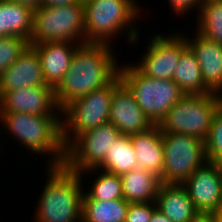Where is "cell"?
I'll list each match as a JSON object with an SVG mask.
<instances>
[{
    "mask_svg": "<svg viewBox=\"0 0 222 222\" xmlns=\"http://www.w3.org/2000/svg\"><path fill=\"white\" fill-rule=\"evenodd\" d=\"M111 46L83 43L77 47L69 70L54 89L55 102L61 111L72 101L103 88L119 75L121 64Z\"/></svg>",
    "mask_w": 222,
    "mask_h": 222,
    "instance_id": "cell-1",
    "label": "cell"
},
{
    "mask_svg": "<svg viewBox=\"0 0 222 222\" xmlns=\"http://www.w3.org/2000/svg\"><path fill=\"white\" fill-rule=\"evenodd\" d=\"M1 128L5 127L17 143L32 154L50 155L48 166H63L66 146L62 138V115H34L0 112Z\"/></svg>",
    "mask_w": 222,
    "mask_h": 222,
    "instance_id": "cell-2",
    "label": "cell"
},
{
    "mask_svg": "<svg viewBox=\"0 0 222 222\" xmlns=\"http://www.w3.org/2000/svg\"><path fill=\"white\" fill-rule=\"evenodd\" d=\"M45 172L47 180L33 222H81L83 177L64 165L47 166Z\"/></svg>",
    "mask_w": 222,
    "mask_h": 222,
    "instance_id": "cell-3",
    "label": "cell"
},
{
    "mask_svg": "<svg viewBox=\"0 0 222 222\" xmlns=\"http://www.w3.org/2000/svg\"><path fill=\"white\" fill-rule=\"evenodd\" d=\"M136 1L83 0L85 43L111 45L112 38L116 39L122 31H126L128 41L137 45L136 42L141 35L135 23L143 10Z\"/></svg>",
    "mask_w": 222,
    "mask_h": 222,
    "instance_id": "cell-4",
    "label": "cell"
},
{
    "mask_svg": "<svg viewBox=\"0 0 222 222\" xmlns=\"http://www.w3.org/2000/svg\"><path fill=\"white\" fill-rule=\"evenodd\" d=\"M83 1L69 5H39L33 11L29 44L67 41L85 43Z\"/></svg>",
    "mask_w": 222,
    "mask_h": 222,
    "instance_id": "cell-5",
    "label": "cell"
},
{
    "mask_svg": "<svg viewBox=\"0 0 222 222\" xmlns=\"http://www.w3.org/2000/svg\"><path fill=\"white\" fill-rule=\"evenodd\" d=\"M221 105L222 95L218 93L184 95L157 126L162 133L191 135L205 141Z\"/></svg>",
    "mask_w": 222,
    "mask_h": 222,
    "instance_id": "cell-6",
    "label": "cell"
},
{
    "mask_svg": "<svg viewBox=\"0 0 222 222\" xmlns=\"http://www.w3.org/2000/svg\"><path fill=\"white\" fill-rule=\"evenodd\" d=\"M127 64L120 65L121 81L130 89L136 103L150 121L158 125L185 94L174 80L148 78L131 63Z\"/></svg>",
    "mask_w": 222,
    "mask_h": 222,
    "instance_id": "cell-7",
    "label": "cell"
},
{
    "mask_svg": "<svg viewBox=\"0 0 222 222\" xmlns=\"http://www.w3.org/2000/svg\"><path fill=\"white\" fill-rule=\"evenodd\" d=\"M118 75L111 83L69 103L62 110V138L67 146L77 135L109 122V112Z\"/></svg>",
    "mask_w": 222,
    "mask_h": 222,
    "instance_id": "cell-8",
    "label": "cell"
},
{
    "mask_svg": "<svg viewBox=\"0 0 222 222\" xmlns=\"http://www.w3.org/2000/svg\"><path fill=\"white\" fill-rule=\"evenodd\" d=\"M164 147L162 183L183 184L192 173L203 166L206 157L205 142L195 136L162 133Z\"/></svg>",
    "mask_w": 222,
    "mask_h": 222,
    "instance_id": "cell-9",
    "label": "cell"
},
{
    "mask_svg": "<svg viewBox=\"0 0 222 222\" xmlns=\"http://www.w3.org/2000/svg\"><path fill=\"white\" fill-rule=\"evenodd\" d=\"M121 135L109 122L77 135L66 146L64 166L76 173L98 168Z\"/></svg>",
    "mask_w": 222,
    "mask_h": 222,
    "instance_id": "cell-10",
    "label": "cell"
},
{
    "mask_svg": "<svg viewBox=\"0 0 222 222\" xmlns=\"http://www.w3.org/2000/svg\"><path fill=\"white\" fill-rule=\"evenodd\" d=\"M154 34L148 41L145 55L133 64L148 78L172 79L181 51L187 46L184 33ZM183 34V35H181Z\"/></svg>",
    "mask_w": 222,
    "mask_h": 222,
    "instance_id": "cell-11",
    "label": "cell"
},
{
    "mask_svg": "<svg viewBox=\"0 0 222 222\" xmlns=\"http://www.w3.org/2000/svg\"><path fill=\"white\" fill-rule=\"evenodd\" d=\"M183 185L198 212H215L222 207V164L207 161Z\"/></svg>",
    "mask_w": 222,
    "mask_h": 222,
    "instance_id": "cell-12",
    "label": "cell"
},
{
    "mask_svg": "<svg viewBox=\"0 0 222 222\" xmlns=\"http://www.w3.org/2000/svg\"><path fill=\"white\" fill-rule=\"evenodd\" d=\"M0 112L34 115H62L49 85L8 91L0 98ZM60 112V113H59Z\"/></svg>",
    "mask_w": 222,
    "mask_h": 222,
    "instance_id": "cell-13",
    "label": "cell"
},
{
    "mask_svg": "<svg viewBox=\"0 0 222 222\" xmlns=\"http://www.w3.org/2000/svg\"><path fill=\"white\" fill-rule=\"evenodd\" d=\"M109 123L113 124L122 135L142 133L155 126L122 81L114 89Z\"/></svg>",
    "mask_w": 222,
    "mask_h": 222,
    "instance_id": "cell-14",
    "label": "cell"
},
{
    "mask_svg": "<svg viewBox=\"0 0 222 222\" xmlns=\"http://www.w3.org/2000/svg\"><path fill=\"white\" fill-rule=\"evenodd\" d=\"M46 85L41 60L29 45L17 60L0 75V98L8 91Z\"/></svg>",
    "mask_w": 222,
    "mask_h": 222,
    "instance_id": "cell-15",
    "label": "cell"
},
{
    "mask_svg": "<svg viewBox=\"0 0 222 222\" xmlns=\"http://www.w3.org/2000/svg\"><path fill=\"white\" fill-rule=\"evenodd\" d=\"M195 32L193 38L185 37L187 45L199 63L205 86L211 92L222 95V45Z\"/></svg>",
    "mask_w": 222,
    "mask_h": 222,
    "instance_id": "cell-16",
    "label": "cell"
},
{
    "mask_svg": "<svg viewBox=\"0 0 222 222\" xmlns=\"http://www.w3.org/2000/svg\"><path fill=\"white\" fill-rule=\"evenodd\" d=\"M79 43L67 41L31 44L40 60L46 85L55 89L70 68L71 59Z\"/></svg>",
    "mask_w": 222,
    "mask_h": 222,
    "instance_id": "cell-17",
    "label": "cell"
},
{
    "mask_svg": "<svg viewBox=\"0 0 222 222\" xmlns=\"http://www.w3.org/2000/svg\"><path fill=\"white\" fill-rule=\"evenodd\" d=\"M137 159V168L161 177L164 163L162 132L157 125L148 131L130 135Z\"/></svg>",
    "mask_w": 222,
    "mask_h": 222,
    "instance_id": "cell-18",
    "label": "cell"
},
{
    "mask_svg": "<svg viewBox=\"0 0 222 222\" xmlns=\"http://www.w3.org/2000/svg\"><path fill=\"white\" fill-rule=\"evenodd\" d=\"M155 203L172 222H190L198 213L183 184L161 183Z\"/></svg>",
    "mask_w": 222,
    "mask_h": 222,
    "instance_id": "cell-19",
    "label": "cell"
},
{
    "mask_svg": "<svg viewBox=\"0 0 222 222\" xmlns=\"http://www.w3.org/2000/svg\"><path fill=\"white\" fill-rule=\"evenodd\" d=\"M34 9L11 0H0V37L20 36L30 41Z\"/></svg>",
    "mask_w": 222,
    "mask_h": 222,
    "instance_id": "cell-20",
    "label": "cell"
},
{
    "mask_svg": "<svg viewBox=\"0 0 222 222\" xmlns=\"http://www.w3.org/2000/svg\"><path fill=\"white\" fill-rule=\"evenodd\" d=\"M120 177L123 187V199L126 202H155L162 183L159 176L150 171L137 168Z\"/></svg>",
    "mask_w": 222,
    "mask_h": 222,
    "instance_id": "cell-21",
    "label": "cell"
},
{
    "mask_svg": "<svg viewBox=\"0 0 222 222\" xmlns=\"http://www.w3.org/2000/svg\"><path fill=\"white\" fill-rule=\"evenodd\" d=\"M172 80L185 95H204L211 92L205 86L199 63L188 45L181 51Z\"/></svg>",
    "mask_w": 222,
    "mask_h": 222,
    "instance_id": "cell-22",
    "label": "cell"
},
{
    "mask_svg": "<svg viewBox=\"0 0 222 222\" xmlns=\"http://www.w3.org/2000/svg\"><path fill=\"white\" fill-rule=\"evenodd\" d=\"M128 207L129 202L124 199L94 200L85 192L81 222H125Z\"/></svg>",
    "mask_w": 222,
    "mask_h": 222,
    "instance_id": "cell-23",
    "label": "cell"
},
{
    "mask_svg": "<svg viewBox=\"0 0 222 222\" xmlns=\"http://www.w3.org/2000/svg\"><path fill=\"white\" fill-rule=\"evenodd\" d=\"M133 169H137V159L130 135H121L107 152L98 170L121 176Z\"/></svg>",
    "mask_w": 222,
    "mask_h": 222,
    "instance_id": "cell-24",
    "label": "cell"
},
{
    "mask_svg": "<svg viewBox=\"0 0 222 222\" xmlns=\"http://www.w3.org/2000/svg\"><path fill=\"white\" fill-rule=\"evenodd\" d=\"M196 20L197 32L222 45V0H202Z\"/></svg>",
    "mask_w": 222,
    "mask_h": 222,
    "instance_id": "cell-25",
    "label": "cell"
},
{
    "mask_svg": "<svg viewBox=\"0 0 222 222\" xmlns=\"http://www.w3.org/2000/svg\"><path fill=\"white\" fill-rule=\"evenodd\" d=\"M93 171L97 173L95 174L97 175L95 176L96 179H94V183L92 182L91 186L87 187L89 188L87 191L84 189V192L94 200L110 201L114 199H123L122 180L119 175L101 170L100 174H98V168L85 170L79 174L85 176V174L94 173Z\"/></svg>",
    "mask_w": 222,
    "mask_h": 222,
    "instance_id": "cell-26",
    "label": "cell"
},
{
    "mask_svg": "<svg viewBox=\"0 0 222 222\" xmlns=\"http://www.w3.org/2000/svg\"><path fill=\"white\" fill-rule=\"evenodd\" d=\"M20 36L0 37V75L10 67L29 46Z\"/></svg>",
    "mask_w": 222,
    "mask_h": 222,
    "instance_id": "cell-27",
    "label": "cell"
},
{
    "mask_svg": "<svg viewBox=\"0 0 222 222\" xmlns=\"http://www.w3.org/2000/svg\"><path fill=\"white\" fill-rule=\"evenodd\" d=\"M204 142L207 160L222 164V105L214 115L208 137Z\"/></svg>",
    "mask_w": 222,
    "mask_h": 222,
    "instance_id": "cell-28",
    "label": "cell"
},
{
    "mask_svg": "<svg viewBox=\"0 0 222 222\" xmlns=\"http://www.w3.org/2000/svg\"><path fill=\"white\" fill-rule=\"evenodd\" d=\"M156 208L155 202L129 203L125 222H150Z\"/></svg>",
    "mask_w": 222,
    "mask_h": 222,
    "instance_id": "cell-29",
    "label": "cell"
},
{
    "mask_svg": "<svg viewBox=\"0 0 222 222\" xmlns=\"http://www.w3.org/2000/svg\"><path fill=\"white\" fill-rule=\"evenodd\" d=\"M201 1L202 0H168L172 7V11L174 14L179 15V18L189 13L191 9H195V11L198 9L197 13H199Z\"/></svg>",
    "mask_w": 222,
    "mask_h": 222,
    "instance_id": "cell-30",
    "label": "cell"
},
{
    "mask_svg": "<svg viewBox=\"0 0 222 222\" xmlns=\"http://www.w3.org/2000/svg\"><path fill=\"white\" fill-rule=\"evenodd\" d=\"M190 222H216L213 212H198Z\"/></svg>",
    "mask_w": 222,
    "mask_h": 222,
    "instance_id": "cell-31",
    "label": "cell"
},
{
    "mask_svg": "<svg viewBox=\"0 0 222 222\" xmlns=\"http://www.w3.org/2000/svg\"><path fill=\"white\" fill-rule=\"evenodd\" d=\"M83 0H40V5L61 6L77 3Z\"/></svg>",
    "mask_w": 222,
    "mask_h": 222,
    "instance_id": "cell-32",
    "label": "cell"
},
{
    "mask_svg": "<svg viewBox=\"0 0 222 222\" xmlns=\"http://www.w3.org/2000/svg\"><path fill=\"white\" fill-rule=\"evenodd\" d=\"M150 222H172L166 215H164L159 209H155Z\"/></svg>",
    "mask_w": 222,
    "mask_h": 222,
    "instance_id": "cell-33",
    "label": "cell"
},
{
    "mask_svg": "<svg viewBox=\"0 0 222 222\" xmlns=\"http://www.w3.org/2000/svg\"><path fill=\"white\" fill-rule=\"evenodd\" d=\"M11 1L28 5L33 9L37 8L40 5V0H11Z\"/></svg>",
    "mask_w": 222,
    "mask_h": 222,
    "instance_id": "cell-34",
    "label": "cell"
},
{
    "mask_svg": "<svg viewBox=\"0 0 222 222\" xmlns=\"http://www.w3.org/2000/svg\"><path fill=\"white\" fill-rule=\"evenodd\" d=\"M213 213H214L216 222H222V207Z\"/></svg>",
    "mask_w": 222,
    "mask_h": 222,
    "instance_id": "cell-35",
    "label": "cell"
}]
</instances>
